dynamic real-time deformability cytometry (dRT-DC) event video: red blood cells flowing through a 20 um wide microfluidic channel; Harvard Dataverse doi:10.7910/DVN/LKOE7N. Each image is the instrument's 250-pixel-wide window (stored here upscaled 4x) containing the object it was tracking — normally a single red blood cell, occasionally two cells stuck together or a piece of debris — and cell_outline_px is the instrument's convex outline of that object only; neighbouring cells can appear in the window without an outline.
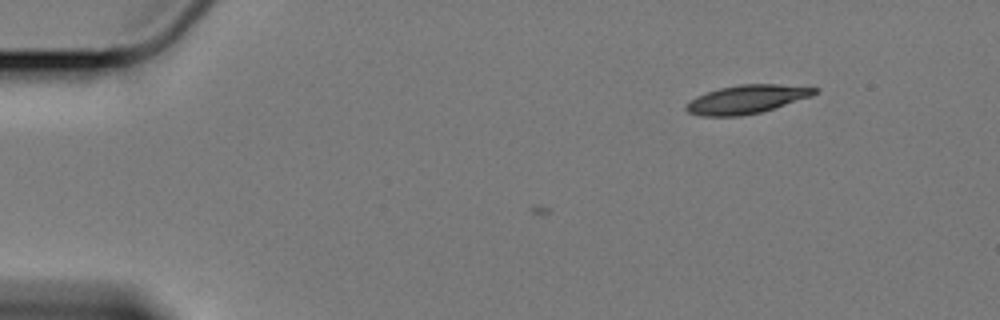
{"species": "Egyptian fruit bat (a non-hibernating species)", "species_latin": "Rousettus aegyptiacus", "temperature_condition": "cold", "stored_images_in_passage": 3, "camera_frame_rate_fps": 3000, "um_per_image_px": 0.085, "animal": {"sex": "female"}, "frame": {"image": 1, "passage_image": 3, "time_ms": 0.667, "image_size_px": [1000, 320], "cell_outline_px": [[820, 88], [812, 96], [760, 112], [740, 116], [700, 116], [688, 112], [684, 108], [684, 104], [696, 96], [720, 88], [740, 84], [776, 84]], "centroid_in_image_um": [63.43, 8.44], "position_along_channel_um": 21.6, "area_um2": 21.21}}